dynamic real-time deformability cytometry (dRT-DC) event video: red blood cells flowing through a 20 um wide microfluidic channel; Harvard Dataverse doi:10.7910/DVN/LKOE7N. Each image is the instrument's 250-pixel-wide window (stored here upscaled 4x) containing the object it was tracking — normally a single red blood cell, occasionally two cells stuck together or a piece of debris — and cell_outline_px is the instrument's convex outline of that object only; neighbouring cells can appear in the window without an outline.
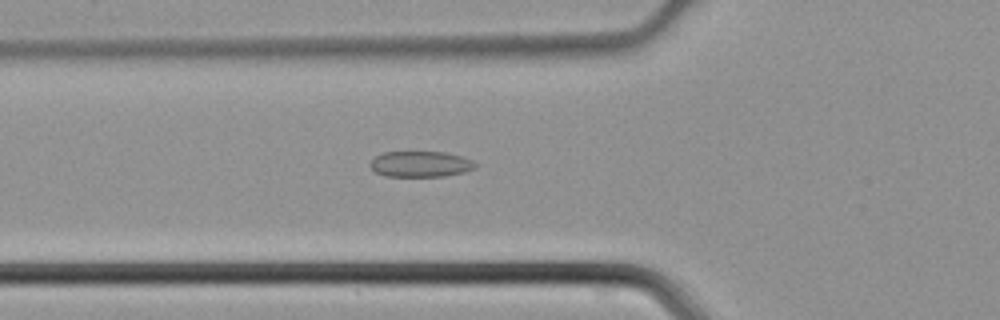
{"species": "common noctule bat (a hibernating species)", "species_latin": "Nyctalus noctula", "temperature_condition": "cold", "stored_images_in_passage": 27, "camera_frame_rate_fps": 3000, "um_per_image_px": 0.085, "animal": {"sex": "male", "body_mass_g": 21.5, "forearm_length_mm": 52.0}, "frame": {"image": 1, "passage_image": 3, "time_ms": 0.667, "image_size_px": [1000, 320], "cell_outline_px": [[476, 168], [464, 172], [444, 176], [388, 176], [376, 172], [368, 164], [376, 156], [384, 152], [444, 152], [460, 156], [472, 160], [476, 164]], "centroid_in_image_um": [35.75, 13.94], "position_along_channel_um": 90.1, "area_um2": 15.66}}
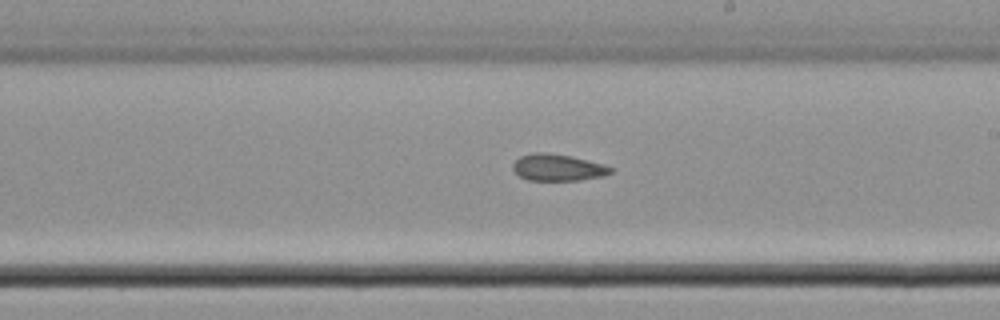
{"frame": {"image": 2, "passage_image": 13, "time_ms": 4.0, "image_size_px": [1000, 320], "cell_outline_px": [[612, 172], [604, 176], [580, 180], [528, 180], [520, 176], [512, 168], [512, 164], [520, 156], [532, 152], [548, 152], [572, 156], [604, 164], [612, 168]], "centroid_in_image_um": [47.41, 14.22], "position_along_channel_um": 241.6, "area_um2": 15.32}}
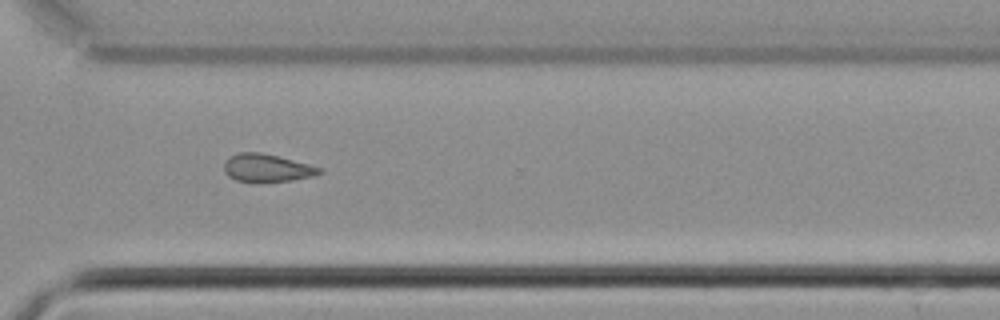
{"frame": {"image": 3, "passage_image": 20, "time_ms": 6.333, "image_size_px": [1000, 320], "cell_outline_px": [[324, 172], [312, 176], [292, 180], [236, 180], [228, 176], [224, 172], [224, 164], [232, 156], [240, 152], [260, 152], [308, 164], [320, 168]], "centroid_in_image_um": [22.69, 14.25], "position_along_channel_um": 347.9, "area_um2": 14.74}}